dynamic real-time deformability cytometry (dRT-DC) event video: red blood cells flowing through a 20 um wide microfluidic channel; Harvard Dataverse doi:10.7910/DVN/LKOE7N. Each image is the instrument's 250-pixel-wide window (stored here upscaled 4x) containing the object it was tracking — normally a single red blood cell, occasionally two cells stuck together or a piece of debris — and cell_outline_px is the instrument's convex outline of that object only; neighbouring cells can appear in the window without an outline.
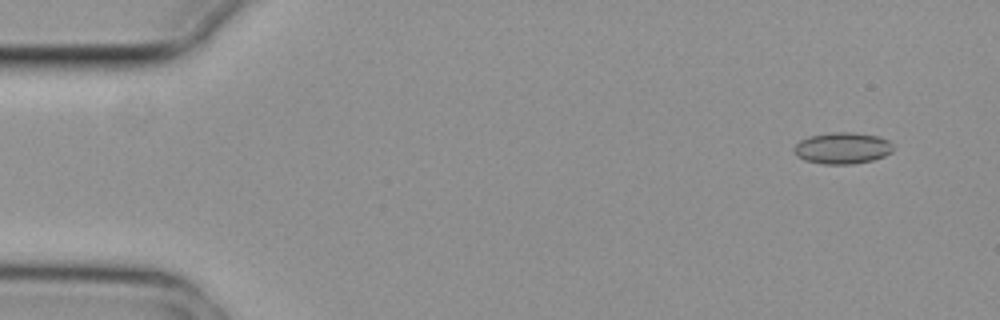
{"species": "common noctule bat (a hibernating species)", "species_latin": "Nyctalus noctula", "temperature_condition": "cold", "stored_images_in_passage": 5, "camera_frame_rate_fps": 3000, "um_per_image_px": 0.085, "animal": {"sex": "female", "body_mass_g": 29.2, "forearm_length_mm": 56.3}, "frame": {"image": 1, "passage_image": 2, "time_ms": 0.333, "image_size_px": [1000, 320], "cell_outline_px": [[892, 152], [884, 156], [872, 160], [852, 164], [824, 164], [804, 160], [796, 156], [792, 148], [800, 140], [808, 136], [832, 132], [852, 132], [876, 136], [888, 140], [892, 144]], "centroid_in_image_um": [71.56, 12.59], "position_along_channel_um": 13.4, "area_um2": 18.21}}
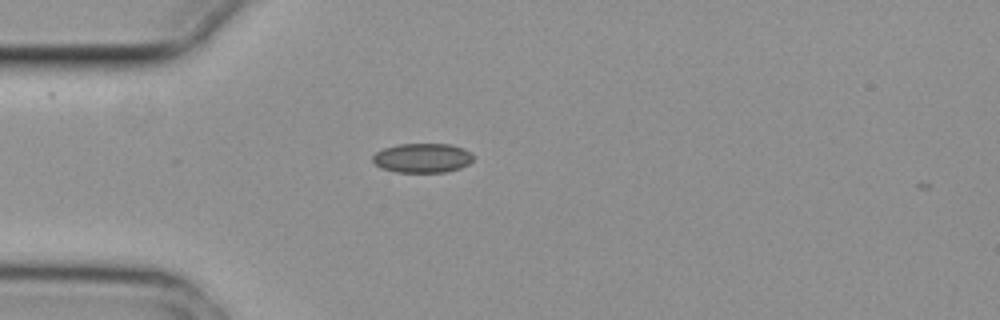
{"frame": {"image": 2, "passage_image": 5, "time_ms": 1.333, "image_size_px": [1000, 320], "cell_outline_px": [[476, 156], [468, 164], [460, 168], [448, 172], [396, 172], [380, 168], [372, 160], [372, 156], [376, 152], [384, 148], [396, 144], [448, 144], [464, 148], [472, 152]], "centroid_in_image_um": [35.93, 13.43], "position_along_channel_um": 49.1, "area_um2": 17.46}}